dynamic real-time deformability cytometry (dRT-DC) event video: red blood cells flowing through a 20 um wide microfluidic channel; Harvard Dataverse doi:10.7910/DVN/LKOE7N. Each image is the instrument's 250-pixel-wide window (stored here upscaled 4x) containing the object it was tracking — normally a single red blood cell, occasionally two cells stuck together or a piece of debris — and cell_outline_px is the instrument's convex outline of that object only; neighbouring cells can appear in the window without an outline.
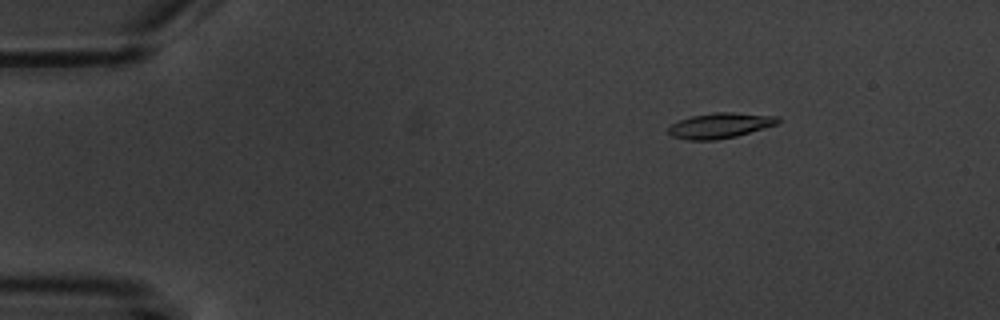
{"species": "common noctule bat (a hibernating species)", "species_latin": "Nyctalus noctula", "temperature_condition": "warm", "stored_images_in_passage": 5, "camera_frame_rate_fps": 3000, "um_per_image_px": 0.085, "animal": {"sex": "male", "body_mass_g": 20.1, "forearm_length_mm": 53.5}, "frame": {"image": 1, "passage_image": 3, "time_ms": 2.333, "image_size_px": [1000, 320], "cell_outline_px": [[780, 124], [736, 136], [716, 140], [688, 140], [672, 136], [668, 132], [668, 128], [672, 124], [680, 120], [692, 116], [716, 112], [732, 112], [780, 116]], "centroid_in_image_um": [61.26, 10.67], "position_along_channel_um": 23.7, "area_um2": 16.24}}